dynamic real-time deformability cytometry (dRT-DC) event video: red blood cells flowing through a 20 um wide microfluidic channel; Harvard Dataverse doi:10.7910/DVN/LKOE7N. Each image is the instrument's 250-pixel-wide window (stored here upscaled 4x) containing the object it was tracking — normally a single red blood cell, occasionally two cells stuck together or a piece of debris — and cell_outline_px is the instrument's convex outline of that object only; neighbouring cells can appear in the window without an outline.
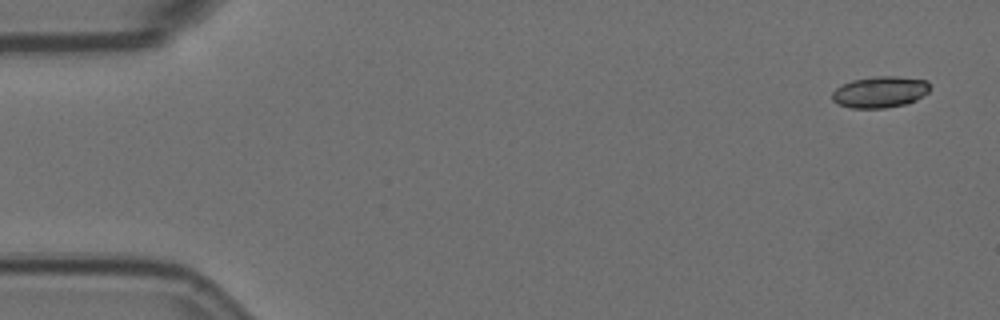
{"species": "Egyptian fruit bat (a non-hibernating species)", "species_latin": "Rousettus aegyptiacus", "temperature_condition": "room temperature", "stored_images_in_passage": 5, "camera_frame_rate_fps": 3000, "um_per_image_px": 0.085, "animal": {"sex": "female"}, "frame": {"image": 1, "passage_image": 1, "time_ms": 0.0, "image_size_px": [1000, 320], "cell_outline_px": [[928, 92], [916, 100], [904, 104], [884, 108], [852, 108], [836, 104], [832, 100], [832, 92], [836, 88], [852, 80], [872, 76], [896, 76], [928, 80]], "centroid_in_image_um": [74.77, 7.81], "position_along_channel_um": 10.2, "area_um2": 17.86}}
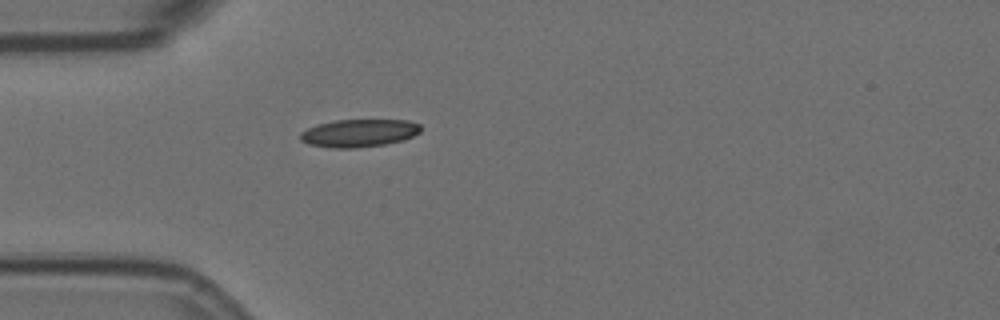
{"frame": {"image": 2, "passage_image": 5, "time_ms": 1.333, "image_size_px": [1000, 320], "cell_outline_px": [[420, 132], [404, 140], [384, 144], [356, 148], [332, 148], [308, 144], [300, 140], [300, 132], [316, 124], [336, 120], [408, 120], [420, 124]], "centroid_in_image_um": [30.49, 11.31], "position_along_channel_um": 54.5, "area_um2": 19.54}}